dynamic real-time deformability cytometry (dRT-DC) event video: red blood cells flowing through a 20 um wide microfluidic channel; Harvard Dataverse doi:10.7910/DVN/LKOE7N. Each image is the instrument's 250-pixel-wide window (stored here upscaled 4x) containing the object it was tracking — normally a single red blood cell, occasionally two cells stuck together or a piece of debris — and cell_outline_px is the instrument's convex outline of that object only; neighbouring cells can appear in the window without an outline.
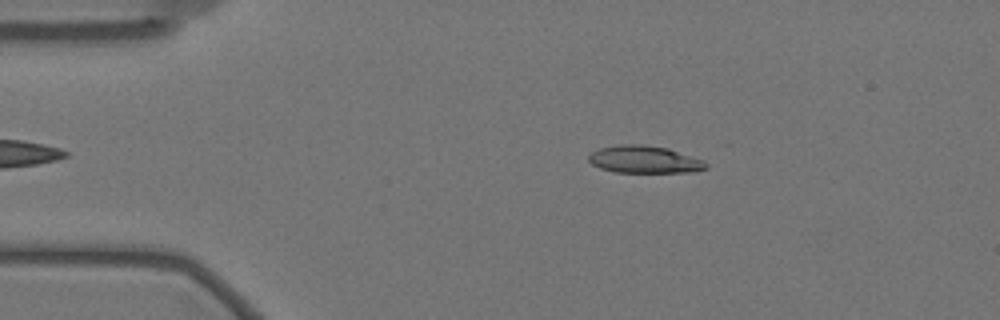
{"species": "Egyptian fruit bat (a non-hibernating species)", "species_latin": "Rousettus aegyptiacus", "temperature_condition": "warm", "stored_images_in_passage": 41, "camera_frame_rate_fps": 3000, "um_per_image_px": 0.085, "animal": {"sex": "female"}, "frame": {"image": 1, "passage_image": 5, "time_ms": 1.333, "image_size_px": [1000, 320], "cell_outline_px": [[708, 168], [692, 172], [616, 172], [600, 168], [592, 164], [588, 160], [588, 156], [592, 152], [600, 148], [620, 144], [644, 144], [668, 148], [704, 160], [708, 164]], "centroid_in_image_um": [54.79, 13.55], "position_along_channel_um": 30.2, "area_um2": 18.79}}
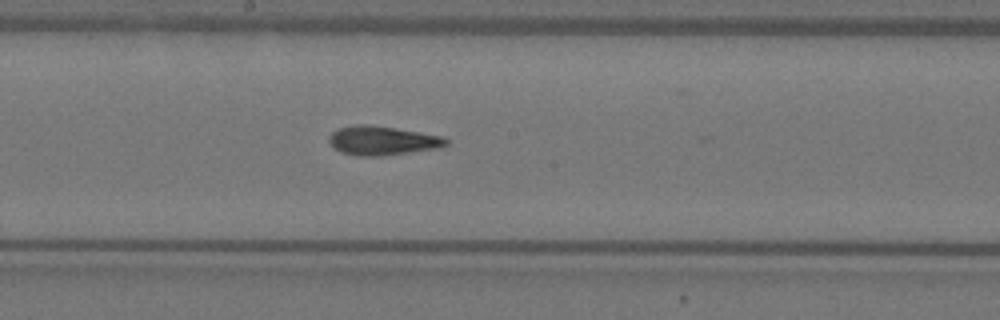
{"frame": {"image": 2, "passage_image": 25, "time_ms": 8.0, "image_size_px": [1000, 320], "cell_outline_px": [[448, 144], [440, 148], [380, 156], [356, 156], [340, 152], [328, 140], [328, 136], [332, 132], [340, 128], [352, 124], [368, 124], [396, 128], [444, 136], [448, 140]], "centroid_in_image_um": [32.51, 11.94], "position_along_channel_um": 215.7, "area_um2": 19.94}}
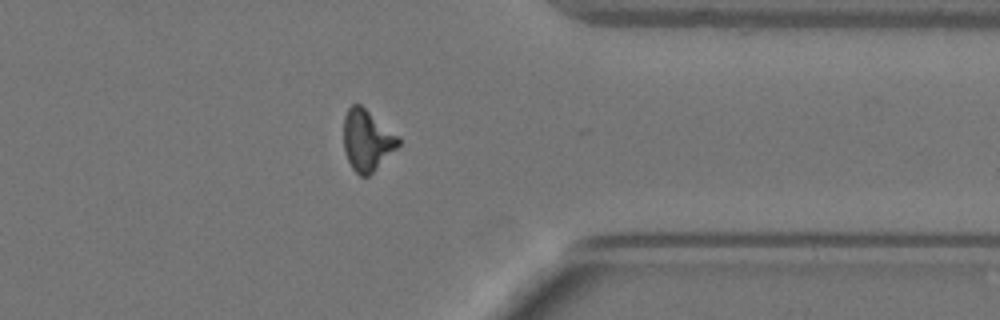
{"frame": {"image": 3, "passage_image": 40, "time_ms": 13.0, "image_size_px": [1000, 320], "cell_outline_px": [[400, 144], [368, 176], [360, 176], [352, 168], [348, 160], [344, 148], [344, 116], [348, 108], [352, 104], [360, 104], [400, 136]], "centroid_in_image_um": [31.2, 11.9], "position_along_channel_um": 380.2, "area_um2": 19.31}, "authors_computed_cell_mechanics": {"area_um2": 19.4208, "velocity_mm_per_s": 3.5046, "shape_relaxation_time_tau1_ms": 9.9225, "shape_relaxation_time_tau2_ms": 3.4635, "deformation_change_tau1": 0.2615, "deformation_change_tau2": 0.1281}}